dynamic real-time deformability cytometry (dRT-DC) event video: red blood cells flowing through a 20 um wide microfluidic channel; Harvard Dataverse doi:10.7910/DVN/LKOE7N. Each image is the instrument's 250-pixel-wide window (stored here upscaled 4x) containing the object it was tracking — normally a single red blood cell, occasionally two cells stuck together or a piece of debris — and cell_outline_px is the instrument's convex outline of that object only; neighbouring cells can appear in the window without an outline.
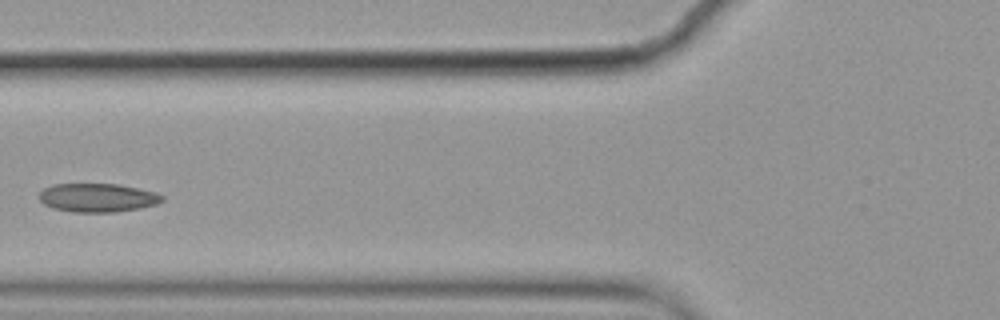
{"species": "common noctule bat (a hibernating species)", "species_latin": "Nyctalus noctula", "temperature_condition": "cold", "stored_images_in_passage": 10, "camera_frame_rate_fps": 3000, "um_per_image_px": 0.085, "animal": {"sex": "female", "body_mass_g": 19.9}, "frame": {"image": 1, "passage_image": 6, "time_ms": 1.667, "image_size_px": [1000, 320], "cell_outline_px": [[164, 200], [156, 204], [140, 208], [116, 212], [72, 212], [52, 208], [44, 204], [40, 200], [40, 192], [44, 188], [52, 184], [120, 184], [156, 192], [164, 196]], "centroid_in_image_um": [8.31, 16.8], "position_along_channel_um": 117.5, "area_um2": 20.63}}
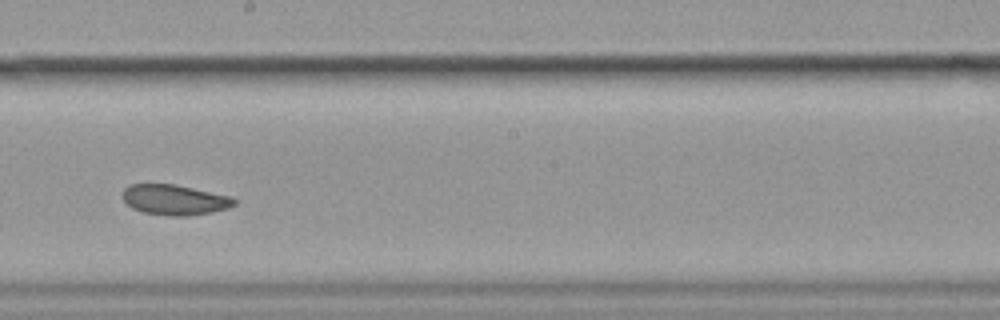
{"frame": {"image": 2, "passage_image": 9, "time_ms": 2.667, "image_size_px": [1000, 320], "cell_outline_px": [[236, 204], [228, 208], [212, 212], [188, 216], [168, 216], [144, 212], [132, 208], [124, 200], [124, 188], [128, 184], [176, 184], [228, 196], [236, 200]], "centroid_in_image_um": [14.84, 16.98], "position_along_channel_um": 233.4, "area_um2": 19.59}}
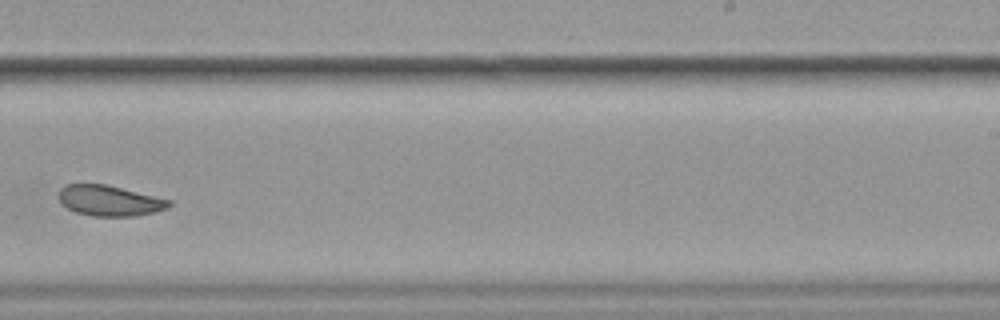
{"frame": {"image": 3, "passage_image": 10, "time_ms": 3.0, "image_size_px": [1000, 320], "cell_outline_px": [[172, 204], [168, 208], [156, 212], [136, 216], [92, 216], [76, 212], [68, 208], [60, 200], [60, 188], [64, 184], [104, 184], [172, 200]], "centroid_in_image_um": [9.35, 17.06], "position_along_channel_um": 279.7, "area_um2": 19.54}}